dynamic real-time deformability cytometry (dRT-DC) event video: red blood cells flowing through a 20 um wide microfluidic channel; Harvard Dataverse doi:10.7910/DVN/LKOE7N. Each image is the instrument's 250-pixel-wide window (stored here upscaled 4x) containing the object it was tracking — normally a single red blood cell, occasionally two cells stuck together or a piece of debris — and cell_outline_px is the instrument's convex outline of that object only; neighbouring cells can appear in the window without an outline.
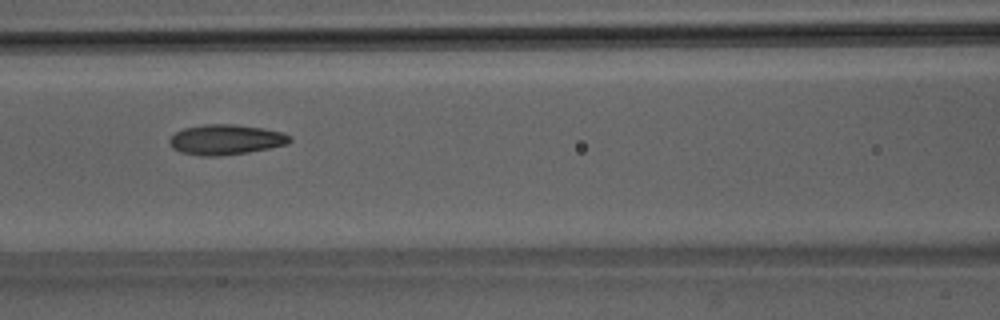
{"species": "Egyptian fruit bat (a non-hibernating species)", "species_latin": "Rousettus aegyptiacus", "temperature_condition": "room temperature", "stored_images_in_passage": 44, "camera_frame_rate_fps": 3000, "um_per_image_px": 0.085, "animal": {"sex": "male"}, "frame": {"image": 1, "passage_image": 16, "time_ms": 5.0, "image_size_px": [1000, 320], "cell_outline_px": [[292, 140], [288, 144], [248, 152], [216, 156], [200, 156], [180, 152], [172, 148], [168, 140], [176, 132], [184, 128], [204, 124], [236, 124], [264, 128], [280, 132], [292, 136]], "centroid_in_image_um": [19.19, 11.86], "position_along_channel_um": 147.4, "area_um2": 21.21}}
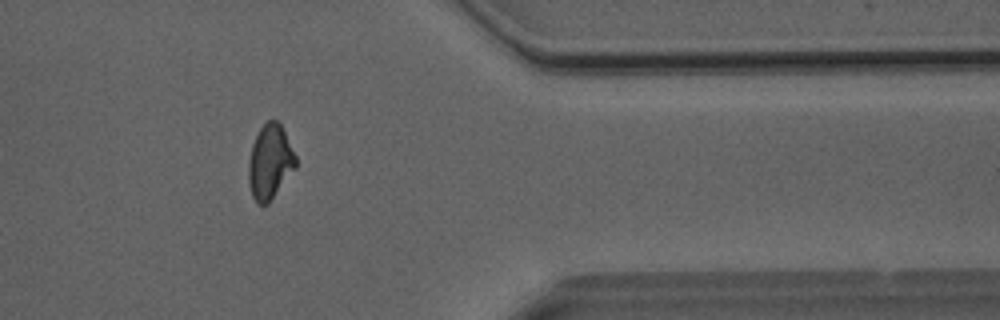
{"frame": {"image": 2, "passage_image": 35, "time_ms": 11.333, "image_size_px": [1000, 320], "cell_outline_px": [[296, 168], [268, 204], [256, 204], [252, 196], [248, 180], [248, 160], [252, 144], [260, 128], [268, 120], [276, 120], [280, 124], [296, 156]], "centroid_in_image_um": [22.93, 13.79], "position_along_channel_um": 388.5, "area_um2": 20.46}}
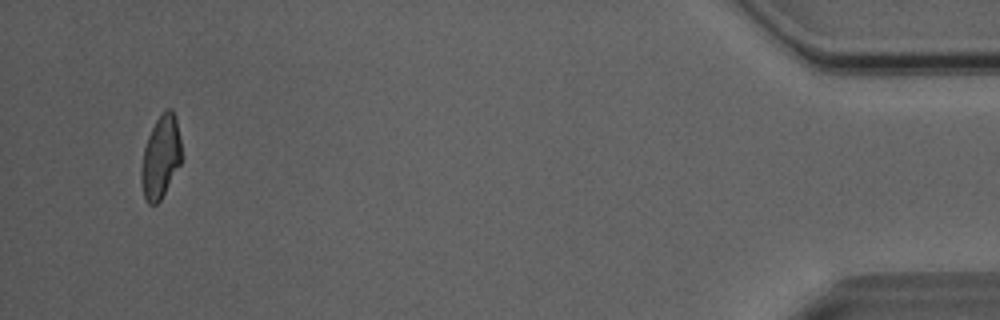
{"frame": {"image": 3, "passage_image": 42, "time_ms": 13.667, "image_size_px": [1000, 320], "cell_outline_px": [[180, 164], [160, 200], [156, 204], [148, 204], [144, 196], [140, 180], [140, 172], [144, 148], [148, 136], [156, 120], [168, 108], [172, 108], [176, 116], [180, 140]], "centroid_in_image_um": [13.64, 13.35], "position_along_channel_um": 421.6, "area_um2": 19.07}, "authors_computed_cell_mechanics": {"area_um2": 20.5479, "velocity_mm_per_s": 4.0791, "shape_relaxation_time_tau1_ms": 8.1853, "shape_relaxation_time_tau2_ms": 1.5426, "deformation_change_tau1": 0.2122, "deformation_change_tau2": 0.0756}}